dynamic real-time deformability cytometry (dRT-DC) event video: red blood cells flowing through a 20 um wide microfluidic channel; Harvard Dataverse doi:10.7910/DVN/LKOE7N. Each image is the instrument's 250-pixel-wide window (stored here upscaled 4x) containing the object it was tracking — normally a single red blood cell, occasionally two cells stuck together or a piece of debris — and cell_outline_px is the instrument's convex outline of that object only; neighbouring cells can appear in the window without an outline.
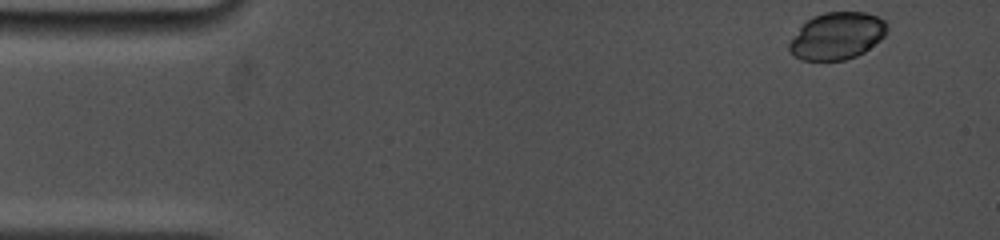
{"species": "common noctule bat (a hibernating species)", "species_latin": "Nyctalus noctula", "temperature_condition": "cold", "stored_images_in_passage": 52, "camera_frame_rate_fps": 5000, "um_per_image_px": 0.085, "animal": {"sex": "female", "body_mass_g": 19.0, "forearm_length_mm": 53.3}, "frame": {"image": 1, "passage_image": 1, "time_ms": 0.0, "image_size_px": [1000, 240], "cell_outline_px": [[888, 32], [880, 40], [864, 52], [856, 56], [844, 60], [800, 60], [792, 56], [788, 48], [788, 44], [800, 28], [812, 16], [824, 12], [864, 12], [876, 16], [884, 20], [888, 24]], "centroid_in_image_um": [71.15, 3.06], "position_along_channel_um": 13.8, "area_um2": 26.88}}